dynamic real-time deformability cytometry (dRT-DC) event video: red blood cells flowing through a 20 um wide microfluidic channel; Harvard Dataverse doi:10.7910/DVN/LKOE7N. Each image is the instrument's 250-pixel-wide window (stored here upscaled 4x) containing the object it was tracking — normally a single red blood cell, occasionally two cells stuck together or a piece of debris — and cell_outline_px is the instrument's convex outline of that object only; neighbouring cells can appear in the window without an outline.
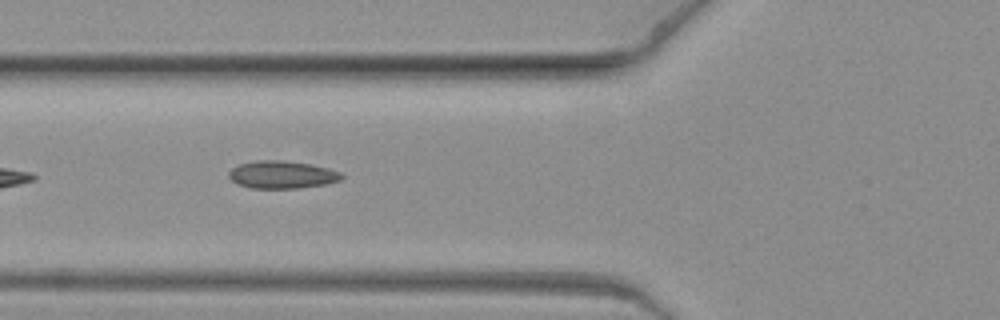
{"species": "common noctule bat (a hibernating species)", "species_latin": "Nyctalus noctula", "temperature_condition": "warm", "stored_images_in_passage": 7, "camera_frame_rate_fps": 3000, "um_per_image_px": 0.085, "animal": {"sex": "female", "body_mass_g": 19.3, "forearm_length_mm": 54.1}, "frame": {"image": 1, "passage_image": 5, "time_ms": 1.333, "image_size_px": [1000, 320], "cell_outline_px": [[344, 176], [340, 180], [324, 184], [300, 188], [252, 188], [236, 184], [228, 176], [228, 172], [232, 168], [240, 164], [256, 160], [284, 160], [312, 164], [328, 168], [340, 172]], "centroid_in_image_um": [23.96, 14.84], "position_along_channel_um": 101.8, "area_um2": 18.21}}
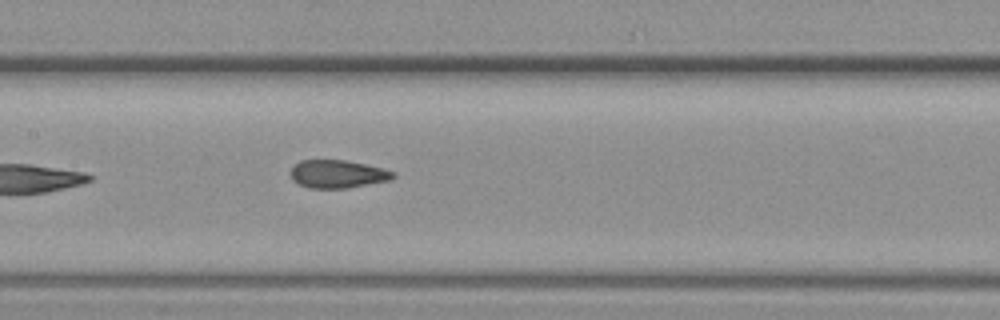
{"frame": {"image": 2, "passage_image": 7, "time_ms": 2.0, "image_size_px": [1000, 320], "cell_outline_px": [[396, 176], [392, 180], [348, 188], [308, 188], [292, 180], [288, 172], [300, 160], [344, 160], [384, 168], [396, 172]], "centroid_in_image_um": [28.72, 14.8], "position_along_channel_um": 178.7, "area_um2": 16.94}}